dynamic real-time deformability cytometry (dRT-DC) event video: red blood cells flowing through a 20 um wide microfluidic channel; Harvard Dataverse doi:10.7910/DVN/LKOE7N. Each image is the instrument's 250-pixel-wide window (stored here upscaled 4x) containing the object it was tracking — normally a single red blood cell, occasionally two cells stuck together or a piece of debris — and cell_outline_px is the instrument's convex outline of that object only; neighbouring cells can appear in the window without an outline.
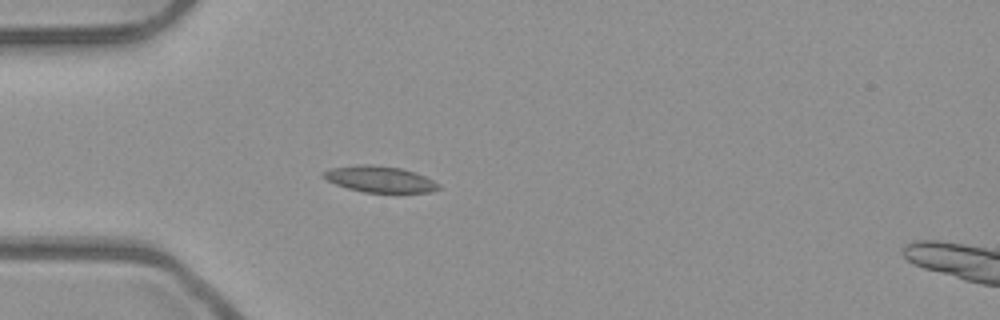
{"species": "common noctule bat (a hibernating species)", "species_latin": "Nyctalus noctula", "temperature_condition": "room temperature", "stored_images_in_passage": 4, "camera_frame_rate_fps": 3000, "um_per_image_px": 0.085, "animal": {"sex": "male", "body_mass_g": 23.1, "forearm_length_mm": 52.7}, "frame": {"image": 1, "passage_image": 4, "time_ms": 1.0, "image_size_px": [1000, 320], "cell_outline_px": [[440, 188], [432, 192], [396, 196], [364, 192], [348, 188], [336, 184], [320, 176], [320, 172], [332, 168], [360, 164], [368, 164], [400, 168], [416, 172], [440, 184]], "centroid_in_image_um": [32.34, 15.29], "position_along_channel_um": 52.7, "area_um2": 18.5}}